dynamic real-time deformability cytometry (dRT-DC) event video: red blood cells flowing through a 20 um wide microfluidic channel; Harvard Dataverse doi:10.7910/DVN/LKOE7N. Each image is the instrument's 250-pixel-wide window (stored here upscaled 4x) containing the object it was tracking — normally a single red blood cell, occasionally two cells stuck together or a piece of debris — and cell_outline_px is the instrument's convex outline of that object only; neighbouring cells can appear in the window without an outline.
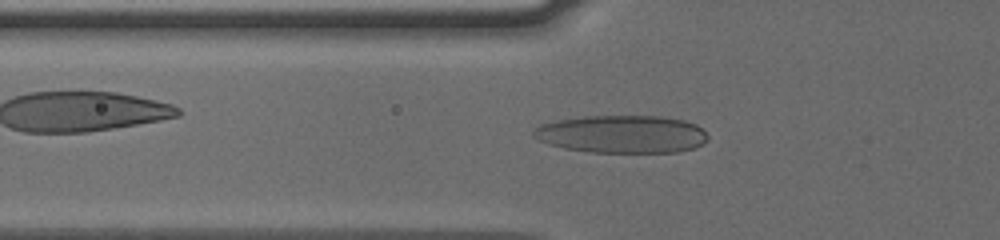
{"species": "human", "species_latin": "Homo sapiens", "temperature_condition": "cold", "stored_images_in_passage": 56, "camera_frame_rate_fps": 3000, "um_per_image_px": 0.085, "donor": {"sex": "male"}, "frame": {"image": 1, "passage_image": 22, "time_ms": 7.0, "image_size_px": [1000, 240], "cell_outline_px": [[708, 140], [696, 148], [676, 152], [588, 152], [564, 148], [548, 144], [532, 136], [532, 132], [540, 124], [556, 120], [584, 116], [660, 116], [684, 120], [696, 124], [708, 136]], "centroid_in_image_um": [52.86, 11.4], "position_along_channel_um": 72.9, "area_um2": 38.49}}
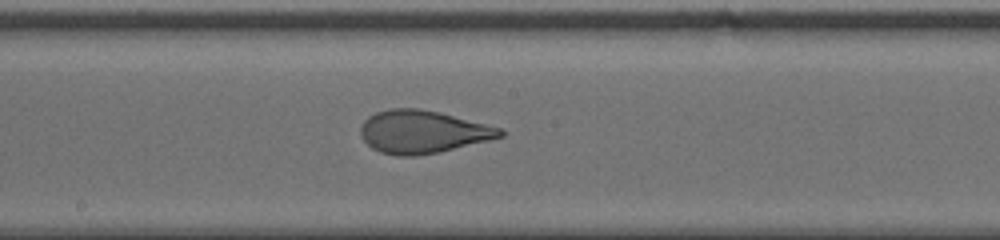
{"frame": {"image": 2, "passage_image": 33, "time_ms": 10.667, "image_size_px": [1000, 240], "cell_outline_px": [[504, 136], [440, 152], [416, 156], [396, 156], [380, 152], [372, 148], [360, 136], [360, 128], [364, 120], [368, 116], [376, 112], [388, 108], [420, 108], [440, 112], [500, 128], [504, 132]], "centroid_in_image_um": [35.88, 11.2], "position_along_channel_um": 212.3, "area_um2": 34.85}}
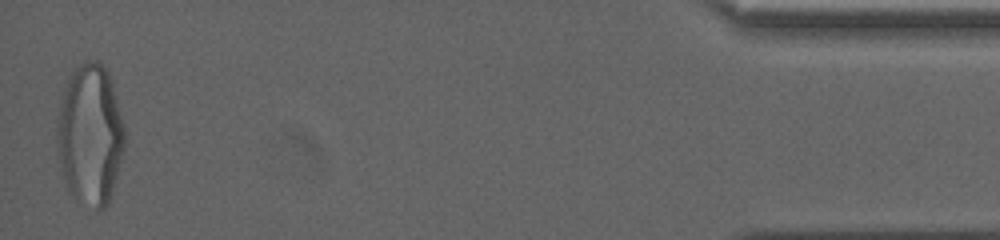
{"frame": {"image": 3, "passage_image": 56, "time_ms": 18.333, "image_size_px": [1000, 240], "cell_outline_px": [[124, 148], [112, 192], [108, 204], [104, 208], [96, 208], [68, 192], [60, 168], [56, 148], [56, 120], [64, 88], [72, 72], [80, 64], [88, 60], [96, 60], [108, 72], [112, 84], [124, 124]], "centroid_in_image_um": [7.63, 11.44], "position_along_channel_um": 427.6, "area_um2": 55.26}, "authors_computed_cell_mechanics": {"area_um2": 35.4603, "velocity_mm_per_s": 3.8151, "shape_relaxation_time_tau1_ms": 6.6394, "shape_relaxation_time_tau2_ms": 0.7932, "deformation_change_tau1": 0.2268, "deformation_change_tau2": 0.0867}}